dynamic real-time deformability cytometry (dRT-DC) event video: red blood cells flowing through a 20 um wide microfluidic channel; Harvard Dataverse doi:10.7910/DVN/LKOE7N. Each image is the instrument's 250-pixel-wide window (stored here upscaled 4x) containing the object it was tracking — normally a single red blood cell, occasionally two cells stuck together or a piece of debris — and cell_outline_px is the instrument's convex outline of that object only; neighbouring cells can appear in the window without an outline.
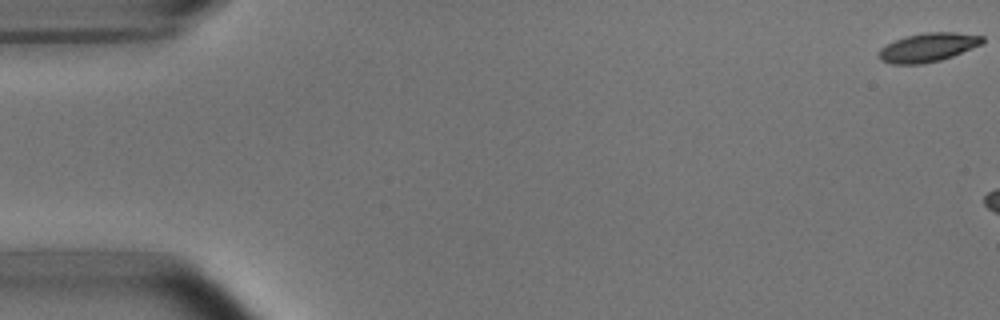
{"species": "common noctule bat (a hibernating species)", "species_latin": "Nyctalus noctula", "temperature_condition": "room temperature", "stored_images_in_passage": 3, "camera_frame_rate_fps": 3000, "um_per_image_px": 0.085, "animal": {"sex": "male", "body_mass_g": 15.6}, "frame": {"image": 1, "passage_image": 1, "time_ms": 0.0, "image_size_px": [1000, 320], "cell_outline_px": [[984, 40], [980, 44], [972, 48], [952, 56], [940, 60], [924, 64], [892, 64], [880, 60], [880, 48], [904, 36], [924, 32], [956, 32], [984, 36]], "centroid_in_image_um": [78.88, 4.02], "position_along_channel_um": 6.1, "area_um2": 17.28}}